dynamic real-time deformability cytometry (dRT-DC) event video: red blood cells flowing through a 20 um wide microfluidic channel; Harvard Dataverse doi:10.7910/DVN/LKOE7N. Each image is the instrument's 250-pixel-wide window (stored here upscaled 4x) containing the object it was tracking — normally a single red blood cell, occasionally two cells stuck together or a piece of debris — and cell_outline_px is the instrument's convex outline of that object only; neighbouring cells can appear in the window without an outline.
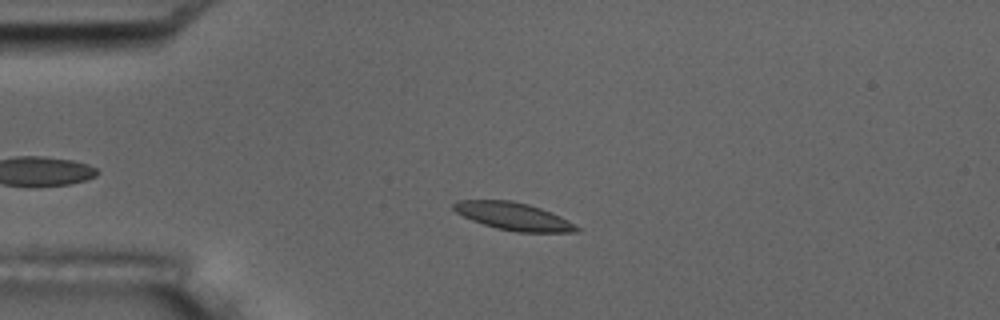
{"species": "common noctule bat (a hibernating species)", "species_latin": "Nyctalus noctula", "temperature_condition": "room temperature", "stored_images_in_passage": 5, "camera_frame_rate_fps": 3000, "um_per_image_px": 0.085, "animal": {"sex": "male", "body_mass_g": 17.5, "forearm_length_mm": 52.3}, "frame": {"image": 1, "passage_image": 4, "time_ms": 3.333, "image_size_px": [1000, 320], "cell_outline_px": [[580, 232], [516, 232], [496, 228], [472, 220], [456, 212], [452, 208], [452, 204], [456, 200], [512, 200], [528, 204], [540, 208], [560, 216], [568, 220], [580, 228]], "centroid_in_image_um": [43.64, 18.38], "position_along_channel_um": 41.4, "area_um2": 19.77}}